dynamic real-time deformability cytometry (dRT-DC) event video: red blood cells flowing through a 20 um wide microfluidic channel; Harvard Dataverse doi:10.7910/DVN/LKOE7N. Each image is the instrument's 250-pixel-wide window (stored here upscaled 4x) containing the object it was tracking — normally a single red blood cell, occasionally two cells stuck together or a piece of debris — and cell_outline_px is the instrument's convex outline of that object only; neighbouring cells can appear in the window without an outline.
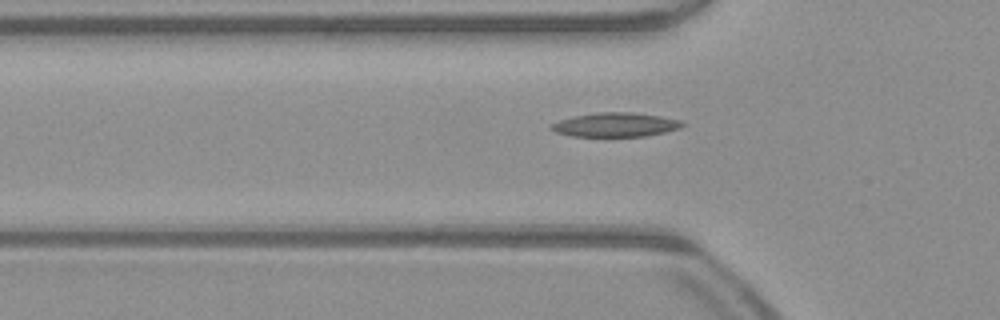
{"species": "common noctule bat (a hibernating species)", "species_latin": "Nyctalus noctula", "temperature_condition": "warm", "stored_images_in_passage": 37, "camera_frame_rate_fps": 3000, "um_per_image_px": 0.085, "animal": {"sex": "male", "body_mass_g": 23.1, "forearm_length_mm": 52.7}, "frame": {"image": 1, "passage_image": 8, "time_ms": 2.333, "image_size_px": [1000, 320], "cell_outline_px": [[688, 124], [680, 128], [664, 132], [644, 136], [572, 136], [556, 132], [548, 128], [552, 124], [560, 120], [572, 116], [596, 112], [632, 112], [660, 116], [684, 120]], "centroid_in_image_um": [52.36, 10.59], "position_along_channel_um": 73.4, "area_um2": 18.55}}
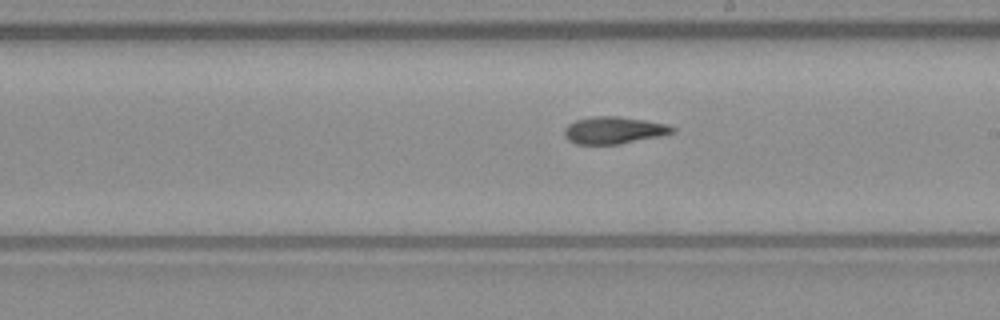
{"frame": {"image": 2, "passage_image": 20, "time_ms": 6.333, "image_size_px": [1000, 320], "cell_outline_px": [[676, 132], [660, 136], [620, 144], [576, 144], [568, 140], [564, 136], [564, 128], [568, 124], [576, 120], [592, 116], [620, 116], [668, 124], [676, 128]], "centroid_in_image_um": [52.18, 11.07], "position_along_channel_um": 236.8, "area_um2": 17.22}}
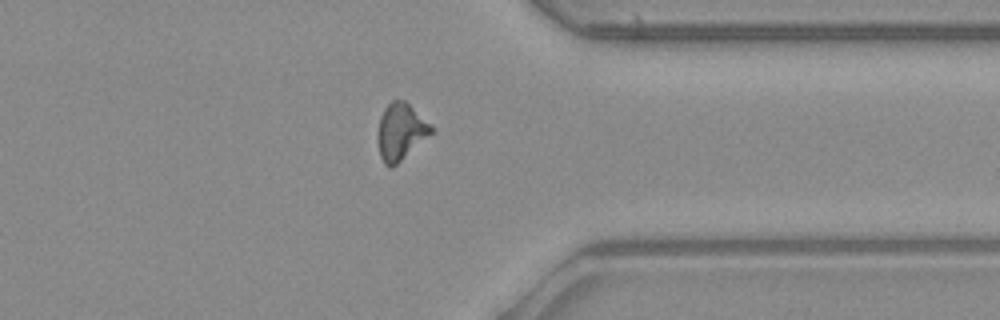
{"frame": {"image": 3, "passage_image": 31, "time_ms": 10.0, "image_size_px": [1000, 320], "cell_outline_px": [[436, 132], [392, 168], [388, 168], [384, 164], [380, 156], [376, 140], [376, 136], [380, 116], [384, 108], [392, 100], [404, 100]], "centroid_in_image_um": [34.02, 11.25], "position_along_channel_um": 377.4, "area_um2": 17.86}, "authors_computed_cell_mechanics": {"area_um2": 17.34, "velocity_mm_per_s": 4.0536, "shape_relaxation_time_tau1_ms": null, "shape_relaxation_time_tau2_ms": 5.1594, "deformation_change_tau1": null, "deformation_change_tau2": 0.143}}